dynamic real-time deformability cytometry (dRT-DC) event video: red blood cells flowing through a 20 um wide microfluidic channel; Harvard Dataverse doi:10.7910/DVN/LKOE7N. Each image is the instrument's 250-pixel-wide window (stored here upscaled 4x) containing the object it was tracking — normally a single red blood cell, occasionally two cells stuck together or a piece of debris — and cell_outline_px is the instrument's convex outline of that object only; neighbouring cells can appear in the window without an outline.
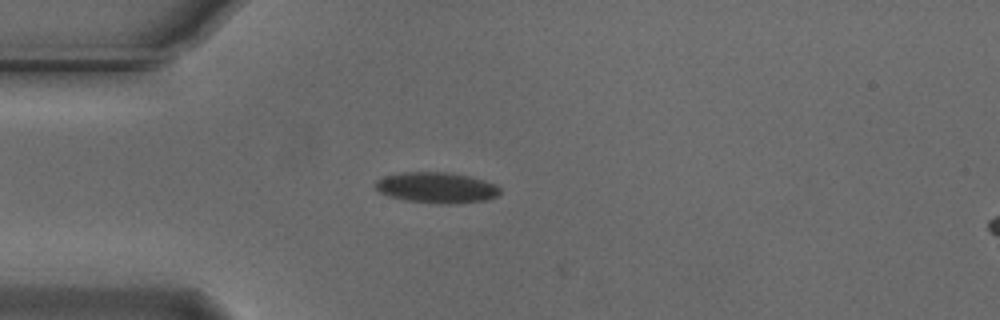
{"species": "Egyptian fruit bat (a non-hibernating species)", "species_latin": "Rousettus aegyptiacus", "temperature_condition": "cold", "stored_images_in_passage": 34, "camera_frame_rate_fps": 3000, "um_per_image_px": 0.085, "animal": {"sex": "male"}, "frame": {"image": 1, "passage_image": 3, "time_ms": 0.667, "image_size_px": [1000, 320], "cell_outline_px": [[500, 192], [496, 196], [488, 200], [456, 204], [436, 204], [404, 200], [380, 192], [376, 188], [376, 180], [384, 176], [400, 172], [448, 172], [468, 176], [484, 180], [496, 184], [500, 188]], "centroid_in_image_um": [37.14, 15.95], "position_along_channel_um": 47.9, "area_um2": 22.48}}
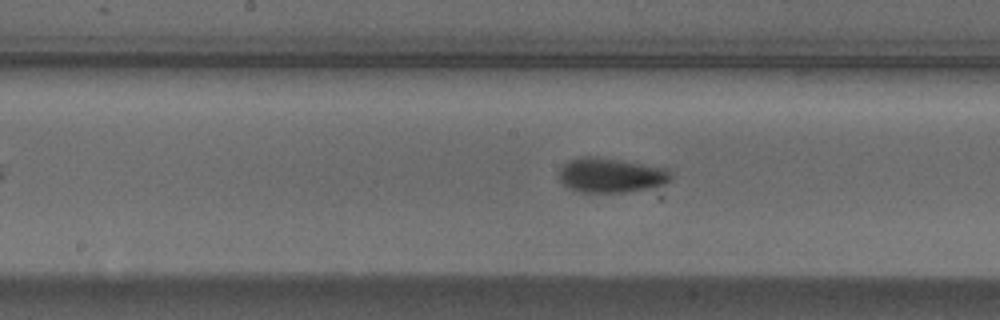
{"frame": {"image": 2, "passage_image": 16, "time_ms": 5.0, "image_size_px": [1000, 320], "cell_outline_px": [[672, 180], [664, 184], [648, 188], [624, 192], [580, 192], [568, 188], [560, 180], [560, 168], [568, 160], [580, 156], [592, 156], [620, 160], [668, 168], [672, 172]], "centroid_in_image_um": [51.94, 14.89], "position_along_channel_um": 196.3, "area_um2": 22.66}}
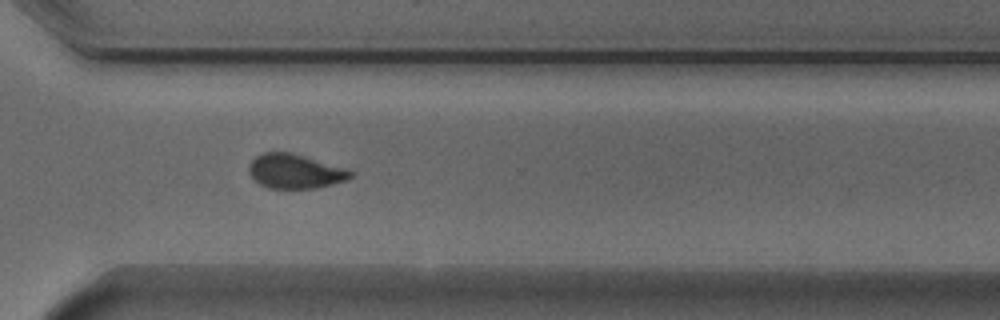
{"frame": {"image": 3, "passage_image": 28, "time_ms": 9.0, "image_size_px": [1000, 320], "cell_outline_px": [[352, 176], [348, 180], [316, 188], [268, 188], [260, 184], [248, 172], [248, 164], [256, 156], [264, 152], [292, 152], [348, 168], [352, 172]], "centroid_in_image_um": [25.1, 14.55], "position_along_channel_um": 345.5, "area_um2": 20.52}, "authors_computed_cell_mechanics": {"area_um2": 21.6461, "velocity_mm_per_s": 3.7345, "shape_relaxation_time_tau1_ms": 3.7118, "shape_relaxation_time_tau2_ms": 1.7254, "deformation_change_tau1": 0.1247, "deformation_change_tau2": 0.0652}}